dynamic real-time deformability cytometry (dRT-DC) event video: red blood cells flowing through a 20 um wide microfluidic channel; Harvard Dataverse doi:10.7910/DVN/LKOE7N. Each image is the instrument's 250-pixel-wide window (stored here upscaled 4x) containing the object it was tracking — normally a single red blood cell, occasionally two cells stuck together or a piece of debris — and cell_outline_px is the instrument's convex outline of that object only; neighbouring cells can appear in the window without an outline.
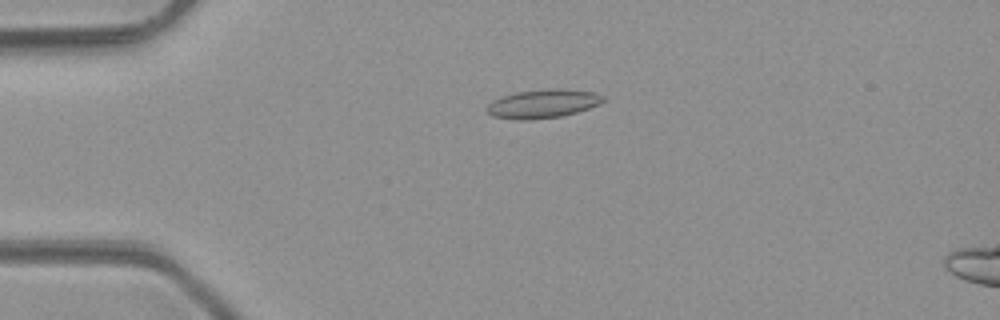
{"species": "common noctule bat (a hibernating species)", "species_latin": "Nyctalus noctula", "temperature_condition": "room temperature", "stored_images_in_passage": 5, "camera_frame_rate_fps": 3000, "um_per_image_px": 0.085, "animal": {"sex": "male", "body_mass_g": 23.1, "forearm_length_mm": 52.7}, "frame": {"image": 1, "passage_image": 4, "time_ms": 3.333, "image_size_px": [1000, 320], "cell_outline_px": [[604, 100], [600, 104], [576, 112], [560, 116], [528, 120], [516, 120], [492, 116], [488, 112], [488, 104], [492, 100], [500, 96], [516, 92], [548, 88], [568, 88], [592, 92], [604, 96]], "centroid_in_image_um": [46.13, 8.8], "position_along_channel_um": 38.9, "area_um2": 19.54}}